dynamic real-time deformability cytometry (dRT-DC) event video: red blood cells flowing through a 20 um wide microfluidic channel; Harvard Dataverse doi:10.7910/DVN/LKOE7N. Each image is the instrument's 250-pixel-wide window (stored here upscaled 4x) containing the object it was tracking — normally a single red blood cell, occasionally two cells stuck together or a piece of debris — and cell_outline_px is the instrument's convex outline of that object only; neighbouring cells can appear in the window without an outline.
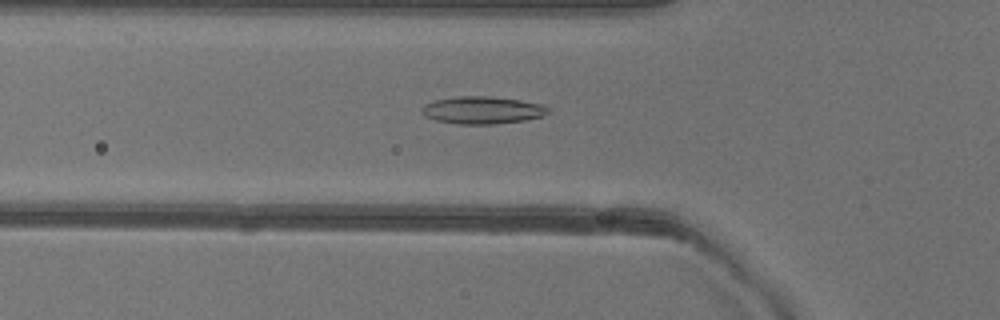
{"species": "common noctule bat (a hibernating species)", "species_latin": "Nyctalus noctula", "temperature_condition": "warm", "stored_images_in_passage": 50, "camera_frame_rate_fps": 3000, "um_per_image_px": 0.085, "animal": {"sex": "female"}, "frame": {"image": 1, "passage_image": 17, "time_ms": 5.333, "image_size_px": [1000, 320], "cell_outline_px": [[548, 112], [540, 116], [524, 120], [496, 124], [460, 124], [436, 120], [424, 116], [420, 112], [420, 108], [424, 104], [432, 100], [456, 96], [488, 96], [520, 100], [540, 104], [548, 108]], "centroid_in_image_um": [40.91, 9.35], "position_along_channel_um": 84.9, "area_um2": 20.17}}
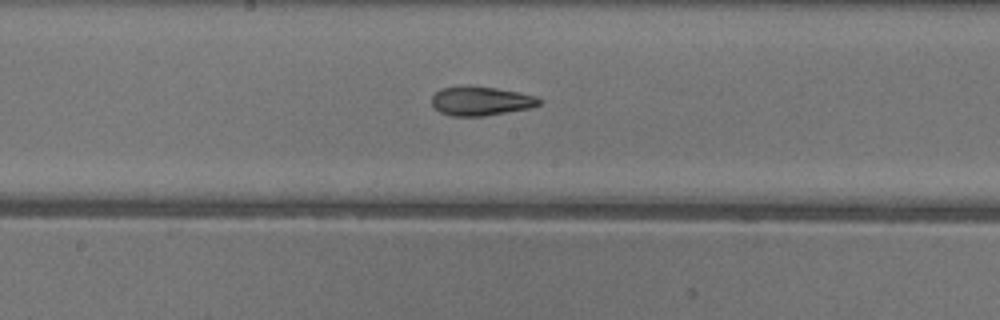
{"frame": {"image": 2, "passage_image": 26, "time_ms": 8.333, "image_size_px": [1000, 320], "cell_outline_px": [[540, 104], [532, 108], [484, 116], [452, 116], [440, 112], [432, 104], [432, 96], [440, 88], [496, 88], [520, 92], [536, 96], [540, 100]], "centroid_in_image_um": [40.92, 8.62], "position_along_channel_um": 207.3, "area_um2": 17.69}}
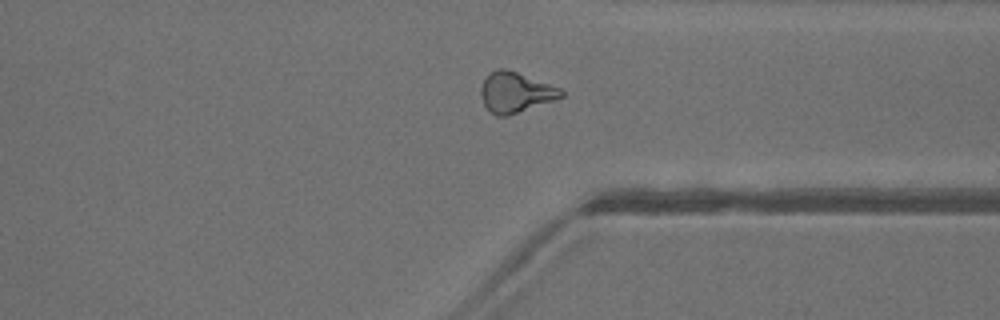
{"frame": {"image": 3, "passage_image": 38, "time_ms": 12.333, "image_size_px": [1000, 320], "cell_outline_px": [[564, 96], [508, 116], [496, 116], [484, 104], [480, 92], [480, 88], [484, 80], [496, 68], [504, 68], [516, 72], [560, 88], [564, 92]], "centroid_in_image_um": [43.8, 7.85], "position_along_channel_um": 367.6, "area_um2": 18.44}, "authors_computed_cell_mechanics": {"area_um2": 19.1896, "velocity_mm_per_s": 4.051, "shape_relaxation_time_tau1_ms": null, "shape_relaxation_time_tau2_ms": 3.1882, "deformation_change_tau1": null, "deformation_change_tau2": 0.1154}}